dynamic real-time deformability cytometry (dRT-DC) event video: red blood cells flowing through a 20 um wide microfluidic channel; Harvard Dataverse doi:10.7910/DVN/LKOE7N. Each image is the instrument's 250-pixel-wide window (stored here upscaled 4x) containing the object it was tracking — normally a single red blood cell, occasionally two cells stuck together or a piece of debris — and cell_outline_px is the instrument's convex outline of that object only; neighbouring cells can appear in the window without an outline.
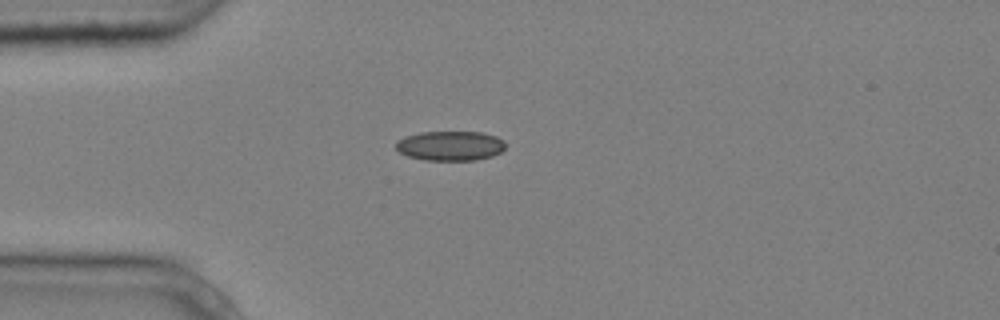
{"species": "common noctule bat (a hibernating species)", "species_latin": "Nyctalus noctula", "temperature_condition": "cold", "stored_images_in_passage": 1, "camera_frame_rate_fps": 3000, "um_per_image_px": 0.085, "animal": {"sex": "male", "body_mass_g": 20.4}, "frame": {"image": 1, "passage_image": 1, "time_ms": 0.0, "image_size_px": [1000, 320], "cell_outline_px": [[504, 148], [500, 152], [492, 156], [476, 160], [424, 160], [408, 156], [400, 152], [396, 148], [396, 140], [404, 136], [420, 132], [484, 132], [496, 136], [504, 140]], "centroid_in_image_um": [38.26, 12.38], "position_along_channel_um": 46.7, "area_um2": 19.02}}